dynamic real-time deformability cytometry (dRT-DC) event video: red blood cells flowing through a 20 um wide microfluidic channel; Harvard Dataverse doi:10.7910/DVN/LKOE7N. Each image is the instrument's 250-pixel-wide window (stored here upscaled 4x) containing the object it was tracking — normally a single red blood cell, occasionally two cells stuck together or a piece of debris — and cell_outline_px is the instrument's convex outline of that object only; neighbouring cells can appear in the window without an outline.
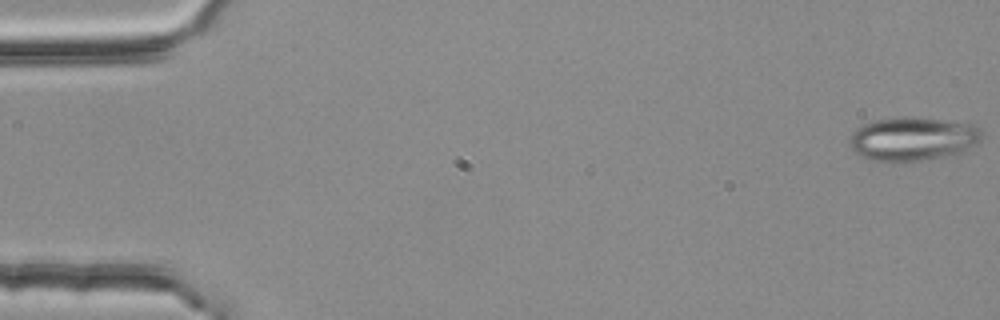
{"species": "common noctule bat (a hibernating species)", "species_latin": "Nyctalus noctula", "temperature_condition": "room temperature", "stored_images_in_passage": 4, "camera_frame_rate_fps": 3000, "um_per_image_px": 0.085, "animal": {"sex": "female", "body_mass_g": 25.1}, "frame": {"image": 1, "passage_image": 1, "time_ms": 0.0, "image_size_px": [1000, 320], "cell_outline_px": [[984, 136], [980, 140], [964, 152], [956, 156], [924, 160], [872, 160], [860, 156], [848, 144], [848, 140], [852, 132], [856, 128], [864, 124], [876, 120], [904, 116], [976, 124], [984, 132]], "centroid_in_image_um": [77.64, 11.8], "position_along_channel_um": 7.4, "area_um2": 33.87}}